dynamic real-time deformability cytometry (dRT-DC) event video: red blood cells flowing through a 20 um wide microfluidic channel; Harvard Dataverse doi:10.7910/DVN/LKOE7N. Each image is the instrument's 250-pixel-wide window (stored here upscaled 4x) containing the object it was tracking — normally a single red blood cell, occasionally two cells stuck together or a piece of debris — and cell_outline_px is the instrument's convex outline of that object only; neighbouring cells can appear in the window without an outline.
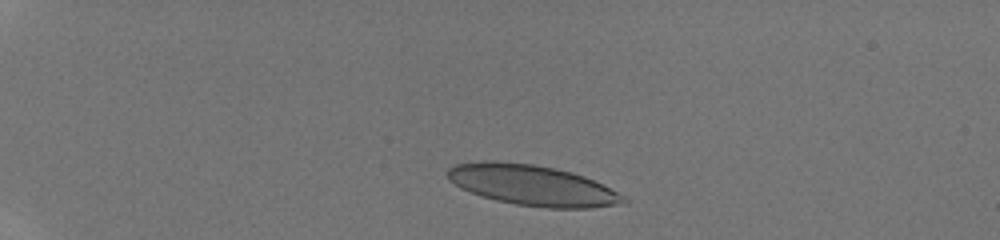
{"species": "human", "species_latin": "Homo sapiens", "temperature_condition": "room temperature", "stored_images_in_passage": 4, "camera_frame_rate_fps": 3000, "um_per_image_px": 0.085, "donor": {"sex": "male"}, "frame": {"image": 1, "passage_image": 1, "time_ms": 0.0, "image_size_px": [1000, 240], "cell_outline_px": [[628, 204], [592, 208], [544, 208], [516, 204], [496, 200], [460, 188], [448, 180], [448, 168], [456, 164], [484, 160], [492, 160], [532, 164], [556, 168], [572, 172], [584, 176], [624, 196], [628, 200]], "centroid_in_image_um": [45.26, 15.75], "position_along_channel_um": 39.7, "area_um2": 41.56}}
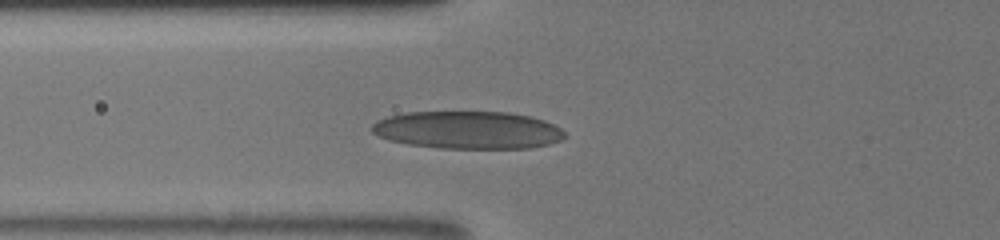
{"frame": {"image": 2, "passage_image": 4, "time_ms": 1.0, "image_size_px": [1000, 240], "cell_outline_px": [[568, 136], [560, 140], [548, 144], [532, 148], [440, 148], [408, 144], [388, 140], [372, 132], [368, 128], [376, 120], [388, 116], [404, 112], [508, 112], [532, 116], [544, 120], [560, 128]], "centroid_in_image_um": [39.75, 11.05], "position_along_channel_um": 86.1, "area_um2": 42.6}}